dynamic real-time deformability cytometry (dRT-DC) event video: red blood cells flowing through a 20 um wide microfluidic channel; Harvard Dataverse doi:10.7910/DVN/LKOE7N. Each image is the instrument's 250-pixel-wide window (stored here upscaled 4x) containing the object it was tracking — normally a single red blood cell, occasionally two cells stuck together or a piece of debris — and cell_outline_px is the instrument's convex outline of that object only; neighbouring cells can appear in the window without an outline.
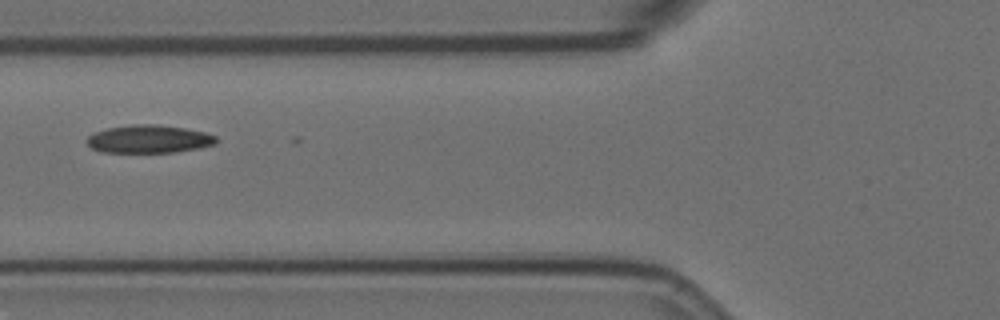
{"species": "Egyptian fruit bat (a non-hibernating species)", "species_latin": "Rousettus aegyptiacus", "temperature_condition": "room temperature", "stored_images_in_passage": 6, "camera_frame_rate_fps": 3000, "um_per_image_px": 0.085, "animal": {"sex": "female"}, "frame": {"image": 1, "passage_image": 6, "time_ms": 1.667, "image_size_px": [1000, 320], "cell_outline_px": [[216, 144], [196, 148], [172, 152], [100, 152], [92, 148], [84, 140], [88, 136], [96, 132], [108, 128], [132, 124], [156, 124], [184, 128], [204, 132], [216, 136]], "centroid_in_image_um": [12.62, 11.81], "position_along_channel_um": 113.2, "area_um2": 20.92}}